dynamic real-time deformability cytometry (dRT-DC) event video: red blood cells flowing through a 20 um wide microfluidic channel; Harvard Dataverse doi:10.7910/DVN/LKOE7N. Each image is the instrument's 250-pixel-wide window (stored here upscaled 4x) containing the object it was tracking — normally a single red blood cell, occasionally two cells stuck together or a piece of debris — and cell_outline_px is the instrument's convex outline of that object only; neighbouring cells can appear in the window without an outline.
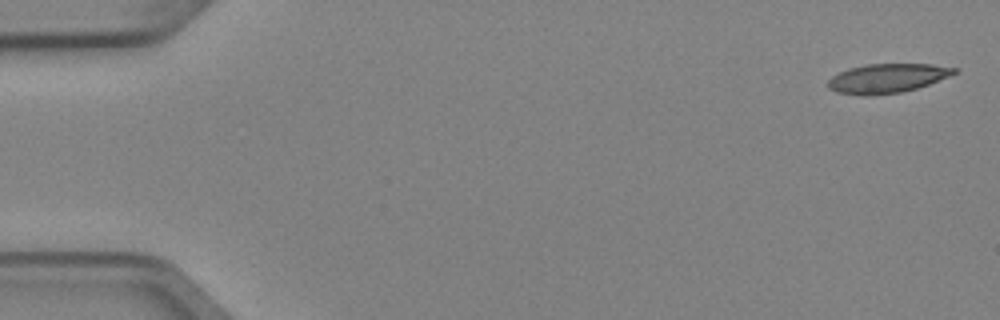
{"species": "Egyptian fruit bat (a non-hibernating species)", "species_latin": "Rousettus aegyptiacus", "temperature_condition": "cold", "stored_images_in_passage": 4, "camera_frame_rate_fps": 3000, "um_per_image_px": 0.085, "animal": {"sex": "female"}, "frame": {"image": 1, "passage_image": 1, "time_ms": 0.0, "image_size_px": [1000, 320], "cell_outline_px": [[960, 68], [956, 72], [948, 76], [928, 84], [916, 88], [900, 92], [872, 96], [864, 96], [836, 92], [828, 88], [828, 80], [832, 76], [848, 68], [868, 64], [932, 64]], "centroid_in_image_um": [75.39, 6.65], "position_along_channel_um": 9.6, "area_um2": 21.44}}
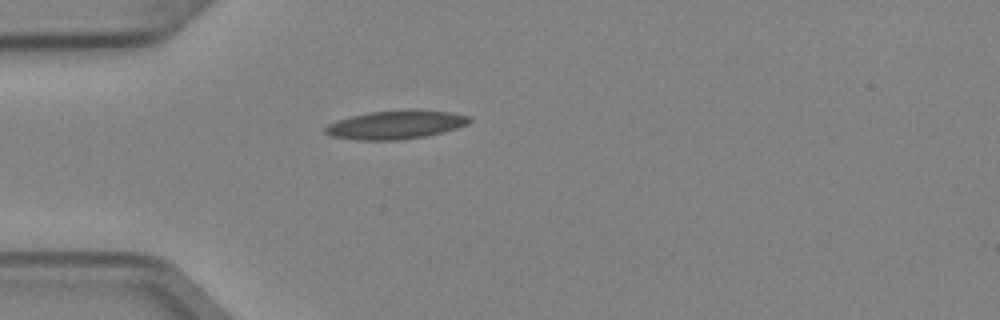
{"frame": {"image": 2, "passage_image": 4, "time_ms": 1.0, "image_size_px": [1000, 320], "cell_outline_px": [[472, 120], [468, 124], [444, 132], [428, 136], [400, 140], [356, 140], [332, 136], [324, 132], [324, 128], [328, 124], [336, 120], [368, 112], [404, 108], [416, 108], [452, 112], [468, 116]], "centroid_in_image_um": [33.67, 10.58], "position_along_channel_um": 51.3, "area_um2": 24.62}}